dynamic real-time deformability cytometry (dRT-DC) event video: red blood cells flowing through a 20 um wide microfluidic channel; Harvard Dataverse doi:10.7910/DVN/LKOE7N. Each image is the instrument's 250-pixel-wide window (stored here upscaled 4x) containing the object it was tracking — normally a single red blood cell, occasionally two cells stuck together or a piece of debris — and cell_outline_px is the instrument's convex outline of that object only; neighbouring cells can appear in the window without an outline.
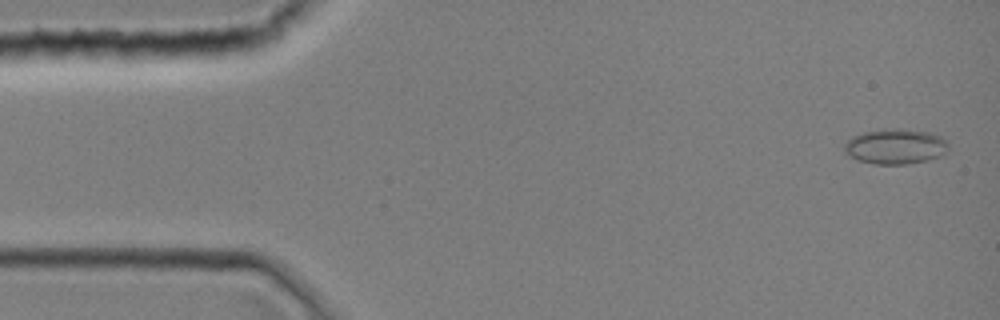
{"species": "common noctule bat (a hibernating species)", "species_latin": "Nyctalus noctula", "temperature_condition": "room temperature", "stored_images_in_passage": 12, "camera_frame_rate_fps": 3000, "um_per_image_px": 0.085, "animal": {"sex": "female", "body_mass_g": 19.0, "forearm_length_mm": 51.5}, "frame": {"image": 1, "passage_image": 2, "time_ms": 0.333, "image_size_px": [1000, 320], "cell_outline_px": [[948, 152], [944, 156], [928, 160], [908, 164], [876, 164], [856, 160], [844, 152], [844, 144], [852, 136], [864, 132], [884, 128], [900, 128], [928, 132], [940, 136], [948, 144]], "centroid_in_image_um": [76.12, 12.45], "position_along_channel_um": 8.9, "area_um2": 21.68}}
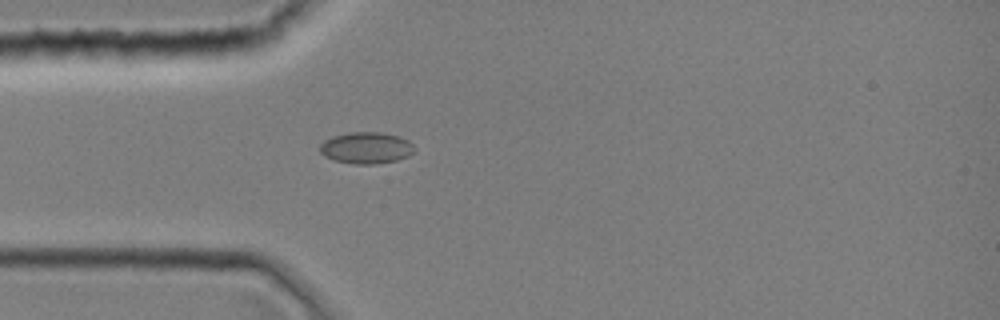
{"frame": {"image": 2, "passage_image": 11, "time_ms": 3.333, "image_size_px": [1000, 320], "cell_outline_px": [[416, 148], [408, 156], [396, 160], [372, 164], [356, 164], [336, 160], [324, 156], [320, 152], [320, 144], [324, 140], [332, 136], [352, 132], [380, 132], [400, 136], [408, 140]], "centroid_in_image_um": [31.13, 12.55], "position_along_channel_um": 53.9, "area_um2": 17.28}}